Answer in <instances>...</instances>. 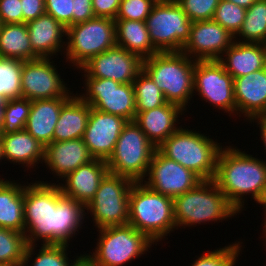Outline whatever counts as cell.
Returning <instances> with one entry per match:
<instances>
[{"label":"cell","mask_w":266,"mask_h":266,"mask_svg":"<svg viewBox=\"0 0 266 266\" xmlns=\"http://www.w3.org/2000/svg\"><path fill=\"white\" fill-rule=\"evenodd\" d=\"M36 181L24 187V233L28 245L63 244L82 228L85 206L63 195L58 184ZM32 184V185H31ZM77 232V233H76Z\"/></svg>","instance_id":"6da1fadb"},{"label":"cell","mask_w":266,"mask_h":266,"mask_svg":"<svg viewBox=\"0 0 266 266\" xmlns=\"http://www.w3.org/2000/svg\"><path fill=\"white\" fill-rule=\"evenodd\" d=\"M226 147L220 150L213 181L241 213L247 195L258 204L265 193L266 161L241 151L237 146Z\"/></svg>","instance_id":"7a4b0ae2"},{"label":"cell","mask_w":266,"mask_h":266,"mask_svg":"<svg viewBox=\"0 0 266 266\" xmlns=\"http://www.w3.org/2000/svg\"><path fill=\"white\" fill-rule=\"evenodd\" d=\"M192 60L182 51L158 52L143 60L142 70L161 89L165 100L182 107L186 112V105L194 94V67Z\"/></svg>","instance_id":"3957f363"},{"label":"cell","mask_w":266,"mask_h":266,"mask_svg":"<svg viewBox=\"0 0 266 266\" xmlns=\"http://www.w3.org/2000/svg\"><path fill=\"white\" fill-rule=\"evenodd\" d=\"M128 224L157 245L176 228L173 198L152 190L143 181L134 182L129 194Z\"/></svg>","instance_id":"277c9868"},{"label":"cell","mask_w":266,"mask_h":266,"mask_svg":"<svg viewBox=\"0 0 266 266\" xmlns=\"http://www.w3.org/2000/svg\"><path fill=\"white\" fill-rule=\"evenodd\" d=\"M173 210L177 230L211 221L222 222L239 213L213 180H202L192 190L174 197Z\"/></svg>","instance_id":"5b68a950"},{"label":"cell","mask_w":266,"mask_h":266,"mask_svg":"<svg viewBox=\"0 0 266 266\" xmlns=\"http://www.w3.org/2000/svg\"><path fill=\"white\" fill-rule=\"evenodd\" d=\"M222 145L206 134L180 128L157 149L167 158L190 169L202 180H213Z\"/></svg>","instance_id":"8992f818"},{"label":"cell","mask_w":266,"mask_h":266,"mask_svg":"<svg viewBox=\"0 0 266 266\" xmlns=\"http://www.w3.org/2000/svg\"><path fill=\"white\" fill-rule=\"evenodd\" d=\"M156 149L141 128L134 121H128L106 161L108 171L134 182L144 181Z\"/></svg>","instance_id":"52a82bcc"},{"label":"cell","mask_w":266,"mask_h":266,"mask_svg":"<svg viewBox=\"0 0 266 266\" xmlns=\"http://www.w3.org/2000/svg\"><path fill=\"white\" fill-rule=\"evenodd\" d=\"M66 62L77 70L90 58L116 45L115 20L94 17L66 28Z\"/></svg>","instance_id":"ba28073f"},{"label":"cell","mask_w":266,"mask_h":266,"mask_svg":"<svg viewBox=\"0 0 266 266\" xmlns=\"http://www.w3.org/2000/svg\"><path fill=\"white\" fill-rule=\"evenodd\" d=\"M97 231L99 237L95 251L90 252L89 256L99 266H125L145 254L155 244L129 224L105 227Z\"/></svg>","instance_id":"9c48e42d"},{"label":"cell","mask_w":266,"mask_h":266,"mask_svg":"<svg viewBox=\"0 0 266 266\" xmlns=\"http://www.w3.org/2000/svg\"><path fill=\"white\" fill-rule=\"evenodd\" d=\"M134 181L108 172L101 180L96 194L85 206L93 224L101 229L128 224L129 194Z\"/></svg>","instance_id":"30bf717a"},{"label":"cell","mask_w":266,"mask_h":266,"mask_svg":"<svg viewBox=\"0 0 266 266\" xmlns=\"http://www.w3.org/2000/svg\"><path fill=\"white\" fill-rule=\"evenodd\" d=\"M145 22L158 52H180L190 37L192 22L175 0H158Z\"/></svg>","instance_id":"8fae6325"},{"label":"cell","mask_w":266,"mask_h":266,"mask_svg":"<svg viewBox=\"0 0 266 266\" xmlns=\"http://www.w3.org/2000/svg\"><path fill=\"white\" fill-rule=\"evenodd\" d=\"M85 78V94L78 96L92 108L134 121L136 116L133 83H119L112 79Z\"/></svg>","instance_id":"7c38bea8"},{"label":"cell","mask_w":266,"mask_h":266,"mask_svg":"<svg viewBox=\"0 0 266 266\" xmlns=\"http://www.w3.org/2000/svg\"><path fill=\"white\" fill-rule=\"evenodd\" d=\"M194 93L213 107L236 116L234 79L218 60L196 61L194 67Z\"/></svg>","instance_id":"4fadbf2b"},{"label":"cell","mask_w":266,"mask_h":266,"mask_svg":"<svg viewBox=\"0 0 266 266\" xmlns=\"http://www.w3.org/2000/svg\"><path fill=\"white\" fill-rule=\"evenodd\" d=\"M52 58H38L23 61L21 72L22 97L30 101L72 97L74 94L68 90L62 76L57 71Z\"/></svg>","instance_id":"5bb4252c"},{"label":"cell","mask_w":266,"mask_h":266,"mask_svg":"<svg viewBox=\"0 0 266 266\" xmlns=\"http://www.w3.org/2000/svg\"><path fill=\"white\" fill-rule=\"evenodd\" d=\"M147 176L143 182L145 185L172 198L192 190L202 181L193 171L165 157L158 149L150 162Z\"/></svg>","instance_id":"9a60e30c"},{"label":"cell","mask_w":266,"mask_h":266,"mask_svg":"<svg viewBox=\"0 0 266 266\" xmlns=\"http://www.w3.org/2000/svg\"><path fill=\"white\" fill-rule=\"evenodd\" d=\"M143 60L123 47H114L90 58L81 69L92 78L112 79L119 83H133L142 71Z\"/></svg>","instance_id":"2e32d148"},{"label":"cell","mask_w":266,"mask_h":266,"mask_svg":"<svg viewBox=\"0 0 266 266\" xmlns=\"http://www.w3.org/2000/svg\"><path fill=\"white\" fill-rule=\"evenodd\" d=\"M234 42V36L214 20L192 22L182 52L195 61L218 60Z\"/></svg>","instance_id":"e0dca14e"},{"label":"cell","mask_w":266,"mask_h":266,"mask_svg":"<svg viewBox=\"0 0 266 266\" xmlns=\"http://www.w3.org/2000/svg\"><path fill=\"white\" fill-rule=\"evenodd\" d=\"M127 122L120 116L91 107L83 141L94 159H109Z\"/></svg>","instance_id":"ac0fdd59"},{"label":"cell","mask_w":266,"mask_h":266,"mask_svg":"<svg viewBox=\"0 0 266 266\" xmlns=\"http://www.w3.org/2000/svg\"><path fill=\"white\" fill-rule=\"evenodd\" d=\"M234 99L236 115L243 114L250 120L266 115V67L256 72L234 78Z\"/></svg>","instance_id":"d6986e66"},{"label":"cell","mask_w":266,"mask_h":266,"mask_svg":"<svg viewBox=\"0 0 266 266\" xmlns=\"http://www.w3.org/2000/svg\"><path fill=\"white\" fill-rule=\"evenodd\" d=\"M106 161L93 159L67 174L58 186L63 195L86 206L96 194L101 180L108 173ZM61 184V185H60Z\"/></svg>","instance_id":"ffe728a7"},{"label":"cell","mask_w":266,"mask_h":266,"mask_svg":"<svg viewBox=\"0 0 266 266\" xmlns=\"http://www.w3.org/2000/svg\"><path fill=\"white\" fill-rule=\"evenodd\" d=\"M185 110L177 104L166 102L159 107L136 113L134 122L145 133L148 140L158 148L180 127V115ZM177 123V125H176Z\"/></svg>","instance_id":"44dd1931"},{"label":"cell","mask_w":266,"mask_h":266,"mask_svg":"<svg viewBox=\"0 0 266 266\" xmlns=\"http://www.w3.org/2000/svg\"><path fill=\"white\" fill-rule=\"evenodd\" d=\"M94 158L88 147L84 144L83 138L53 141L45 147L44 162L46 167L51 169L56 178L63 179L70 172L75 171L79 166L86 164Z\"/></svg>","instance_id":"7402d4cb"},{"label":"cell","mask_w":266,"mask_h":266,"mask_svg":"<svg viewBox=\"0 0 266 266\" xmlns=\"http://www.w3.org/2000/svg\"><path fill=\"white\" fill-rule=\"evenodd\" d=\"M26 26L33 53L38 58H51L53 55L57 56L59 52L61 55L62 52L64 54L66 41L63 38L66 37V27L51 15L45 13L37 19L26 22Z\"/></svg>","instance_id":"603a6c76"},{"label":"cell","mask_w":266,"mask_h":266,"mask_svg":"<svg viewBox=\"0 0 266 266\" xmlns=\"http://www.w3.org/2000/svg\"><path fill=\"white\" fill-rule=\"evenodd\" d=\"M218 61L233 79L259 71L266 67V44L234 40Z\"/></svg>","instance_id":"cb8c5ba5"},{"label":"cell","mask_w":266,"mask_h":266,"mask_svg":"<svg viewBox=\"0 0 266 266\" xmlns=\"http://www.w3.org/2000/svg\"><path fill=\"white\" fill-rule=\"evenodd\" d=\"M4 161L23 165L28 169L44 162L45 146L36 140L25 129L0 132ZM39 161V162H38Z\"/></svg>","instance_id":"d4e9b609"},{"label":"cell","mask_w":266,"mask_h":266,"mask_svg":"<svg viewBox=\"0 0 266 266\" xmlns=\"http://www.w3.org/2000/svg\"><path fill=\"white\" fill-rule=\"evenodd\" d=\"M71 97L31 101L25 130L45 147L53 142V134L62 106Z\"/></svg>","instance_id":"484cf974"},{"label":"cell","mask_w":266,"mask_h":266,"mask_svg":"<svg viewBox=\"0 0 266 266\" xmlns=\"http://www.w3.org/2000/svg\"><path fill=\"white\" fill-rule=\"evenodd\" d=\"M91 106L76 93L61 108L55 126L53 141H67L83 138Z\"/></svg>","instance_id":"4316f807"},{"label":"cell","mask_w":266,"mask_h":266,"mask_svg":"<svg viewBox=\"0 0 266 266\" xmlns=\"http://www.w3.org/2000/svg\"><path fill=\"white\" fill-rule=\"evenodd\" d=\"M24 184L0 177V227L24 233Z\"/></svg>","instance_id":"83f0119b"},{"label":"cell","mask_w":266,"mask_h":266,"mask_svg":"<svg viewBox=\"0 0 266 266\" xmlns=\"http://www.w3.org/2000/svg\"><path fill=\"white\" fill-rule=\"evenodd\" d=\"M115 25L117 46L138 55L142 60L158 53L151 43L145 21L115 19Z\"/></svg>","instance_id":"f1b7e54d"},{"label":"cell","mask_w":266,"mask_h":266,"mask_svg":"<svg viewBox=\"0 0 266 266\" xmlns=\"http://www.w3.org/2000/svg\"><path fill=\"white\" fill-rule=\"evenodd\" d=\"M26 23L2 24L0 28V58L36 60Z\"/></svg>","instance_id":"f546056e"},{"label":"cell","mask_w":266,"mask_h":266,"mask_svg":"<svg viewBox=\"0 0 266 266\" xmlns=\"http://www.w3.org/2000/svg\"><path fill=\"white\" fill-rule=\"evenodd\" d=\"M236 36L234 40L238 42L266 44V0H256L246 9L245 20Z\"/></svg>","instance_id":"4dcf8cb0"},{"label":"cell","mask_w":266,"mask_h":266,"mask_svg":"<svg viewBox=\"0 0 266 266\" xmlns=\"http://www.w3.org/2000/svg\"><path fill=\"white\" fill-rule=\"evenodd\" d=\"M37 245H27L21 266H30V261H33L31 266H69L70 261H73L67 257L68 245L63 244H41L38 254L32 259Z\"/></svg>","instance_id":"1f68e13d"},{"label":"cell","mask_w":266,"mask_h":266,"mask_svg":"<svg viewBox=\"0 0 266 266\" xmlns=\"http://www.w3.org/2000/svg\"><path fill=\"white\" fill-rule=\"evenodd\" d=\"M27 245L25 233L0 227V264L21 266Z\"/></svg>","instance_id":"d6a6232c"},{"label":"cell","mask_w":266,"mask_h":266,"mask_svg":"<svg viewBox=\"0 0 266 266\" xmlns=\"http://www.w3.org/2000/svg\"><path fill=\"white\" fill-rule=\"evenodd\" d=\"M133 87L136 113L159 107L167 102L161 89L143 70L133 81Z\"/></svg>","instance_id":"836d02e7"},{"label":"cell","mask_w":266,"mask_h":266,"mask_svg":"<svg viewBox=\"0 0 266 266\" xmlns=\"http://www.w3.org/2000/svg\"><path fill=\"white\" fill-rule=\"evenodd\" d=\"M22 66V60L0 58V95L7 100L22 97Z\"/></svg>","instance_id":"e575fe53"},{"label":"cell","mask_w":266,"mask_h":266,"mask_svg":"<svg viewBox=\"0 0 266 266\" xmlns=\"http://www.w3.org/2000/svg\"><path fill=\"white\" fill-rule=\"evenodd\" d=\"M31 108V101L26 98L8 99L3 115L1 132L25 129Z\"/></svg>","instance_id":"d590c367"},{"label":"cell","mask_w":266,"mask_h":266,"mask_svg":"<svg viewBox=\"0 0 266 266\" xmlns=\"http://www.w3.org/2000/svg\"><path fill=\"white\" fill-rule=\"evenodd\" d=\"M246 9L233 2L220 0L213 20L225 28L234 37L238 34L245 20Z\"/></svg>","instance_id":"8d00e7d4"},{"label":"cell","mask_w":266,"mask_h":266,"mask_svg":"<svg viewBox=\"0 0 266 266\" xmlns=\"http://www.w3.org/2000/svg\"><path fill=\"white\" fill-rule=\"evenodd\" d=\"M237 242L213 251H207L200 257L198 256L190 266H234L242 250V242Z\"/></svg>","instance_id":"74e56055"},{"label":"cell","mask_w":266,"mask_h":266,"mask_svg":"<svg viewBox=\"0 0 266 266\" xmlns=\"http://www.w3.org/2000/svg\"><path fill=\"white\" fill-rule=\"evenodd\" d=\"M191 22L213 20L220 0H175Z\"/></svg>","instance_id":"f35d334b"},{"label":"cell","mask_w":266,"mask_h":266,"mask_svg":"<svg viewBox=\"0 0 266 266\" xmlns=\"http://www.w3.org/2000/svg\"><path fill=\"white\" fill-rule=\"evenodd\" d=\"M158 0H121L115 19L146 21Z\"/></svg>","instance_id":"ab89813d"},{"label":"cell","mask_w":266,"mask_h":266,"mask_svg":"<svg viewBox=\"0 0 266 266\" xmlns=\"http://www.w3.org/2000/svg\"><path fill=\"white\" fill-rule=\"evenodd\" d=\"M45 12L64 27L73 25V0H44Z\"/></svg>","instance_id":"60d3db41"},{"label":"cell","mask_w":266,"mask_h":266,"mask_svg":"<svg viewBox=\"0 0 266 266\" xmlns=\"http://www.w3.org/2000/svg\"><path fill=\"white\" fill-rule=\"evenodd\" d=\"M0 18L2 24L23 23L20 0H0Z\"/></svg>","instance_id":"b9f144b4"},{"label":"cell","mask_w":266,"mask_h":266,"mask_svg":"<svg viewBox=\"0 0 266 266\" xmlns=\"http://www.w3.org/2000/svg\"><path fill=\"white\" fill-rule=\"evenodd\" d=\"M121 0H92V9L95 17H104L115 20Z\"/></svg>","instance_id":"7bdbcfd3"},{"label":"cell","mask_w":266,"mask_h":266,"mask_svg":"<svg viewBox=\"0 0 266 266\" xmlns=\"http://www.w3.org/2000/svg\"><path fill=\"white\" fill-rule=\"evenodd\" d=\"M21 9L23 12V23L37 19L39 16L45 14L44 0H20Z\"/></svg>","instance_id":"ee69618b"},{"label":"cell","mask_w":266,"mask_h":266,"mask_svg":"<svg viewBox=\"0 0 266 266\" xmlns=\"http://www.w3.org/2000/svg\"><path fill=\"white\" fill-rule=\"evenodd\" d=\"M73 25L94 18L92 0H73Z\"/></svg>","instance_id":"f6af8a7d"},{"label":"cell","mask_w":266,"mask_h":266,"mask_svg":"<svg viewBox=\"0 0 266 266\" xmlns=\"http://www.w3.org/2000/svg\"><path fill=\"white\" fill-rule=\"evenodd\" d=\"M249 121L251 122V124L252 122L254 123L255 121V123H257V127L260 128L259 130H260L261 140L263 141L262 143L264 144L263 146L265 147L264 150H266V115L256 116L254 118H251Z\"/></svg>","instance_id":"bcb514c9"},{"label":"cell","mask_w":266,"mask_h":266,"mask_svg":"<svg viewBox=\"0 0 266 266\" xmlns=\"http://www.w3.org/2000/svg\"><path fill=\"white\" fill-rule=\"evenodd\" d=\"M73 262V263H72ZM69 266H99L88 253L80 254V256H76L74 261H71Z\"/></svg>","instance_id":"7dc6e473"},{"label":"cell","mask_w":266,"mask_h":266,"mask_svg":"<svg viewBox=\"0 0 266 266\" xmlns=\"http://www.w3.org/2000/svg\"><path fill=\"white\" fill-rule=\"evenodd\" d=\"M233 2L235 5L248 9L256 0H226Z\"/></svg>","instance_id":"c3c4849f"},{"label":"cell","mask_w":266,"mask_h":266,"mask_svg":"<svg viewBox=\"0 0 266 266\" xmlns=\"http://www.w3.org/2000/svg\"><path fill=\"white\" fill-rule=\"evenodd\" d=\"M260 206L263 205V209H264V217H266V190L265 193L261 199V201L258 203Z\"/></svg>","instance_id":"681fc988"},{"label":"cell","mask_w":266,"mask_h":266,"mask_svg":"<svg viewBox=\"0 0 266 266\" xmlns=\"http://www.w3.org/2000/svg\"><path fill=\"white\" fill-rule=\"evenodd\" d=\"M4 108L5 107H0V132H1L2 123H3Z\"/></svg>","instance_id":"f907efd6"},{"label":"cell","mask_w":266,"mask_h":266,"mask_svg":"<svg viewBox=\"0 0 266 266\" xmlns=\"http://www.w3.org/2000/svg\"><path fill=\"white\" fill-rule=\"evenodd\" d=\"M7 99L4 96L0 95V107H5Z\"/></svg>","instance_id":"816d5d0a"},{"label":"cell","mask_w":266,"mask_h":266,"mask_svg":"<svg viewBox=\"0 0 266 266\" xmlns=\"http://www.w3.org/2000/svg\"><path fill=\"white\" fill-rule=\"evenodd\" d=\"M2 160H4V157H3L2 142H1V139H0V161L2 162Z\"/></svg>","instance_id":"f5cc1de1"},{"label":"cell","mask_w":266,"mask_h":266,"mask_svg":"<svg viewBox=\"0 0 266 266\" xmlns=\"http://www.w3.org/2000/svg\"><path fill=\"white\" fill-rule=\"evenodd\" d=\"M263 226H264V229H263V232H264L263 234L264 235L263 236H265L264 239H265V242H266V217H264V224H263ZM265 245H266V243H265Z\"/></svg>","instance_id":"db71d44e"}]
</instances>
